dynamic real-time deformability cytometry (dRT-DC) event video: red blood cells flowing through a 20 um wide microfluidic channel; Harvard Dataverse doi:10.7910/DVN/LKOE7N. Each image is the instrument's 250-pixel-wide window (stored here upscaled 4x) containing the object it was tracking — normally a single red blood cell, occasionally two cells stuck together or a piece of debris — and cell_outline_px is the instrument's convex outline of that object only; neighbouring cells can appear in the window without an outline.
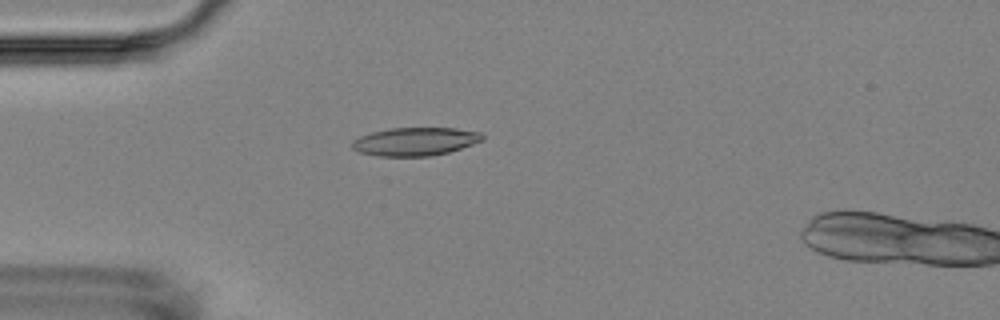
{"species": "Egyptian fruit bat (a non-hibernating species)", "species_latin": "Rousettus aegyptiacus", "temperature_condition": "room temperature", "stored_images_in_passage": 5, "camera_frame_rate_fps": 3000, "um_per_image_px": 0.085, "animal": {"sex": "female"}, "frame": {"image": 1, "passage_image": 4, "time_ms": 4.333, "image_size_px": [1000, 320], "cell_outline_px": [[484, 140], [448, 152], [428, 156], [380, 156], [360, 152], [352, 148], [352, 140], [360, 136], [372, 132], [388, 128], [456, 128], [484, 132]], "centroid_in_image_um": [35.31, 12.01], "position_along_channel_um": 49.7, "area_um2": 21.44}}